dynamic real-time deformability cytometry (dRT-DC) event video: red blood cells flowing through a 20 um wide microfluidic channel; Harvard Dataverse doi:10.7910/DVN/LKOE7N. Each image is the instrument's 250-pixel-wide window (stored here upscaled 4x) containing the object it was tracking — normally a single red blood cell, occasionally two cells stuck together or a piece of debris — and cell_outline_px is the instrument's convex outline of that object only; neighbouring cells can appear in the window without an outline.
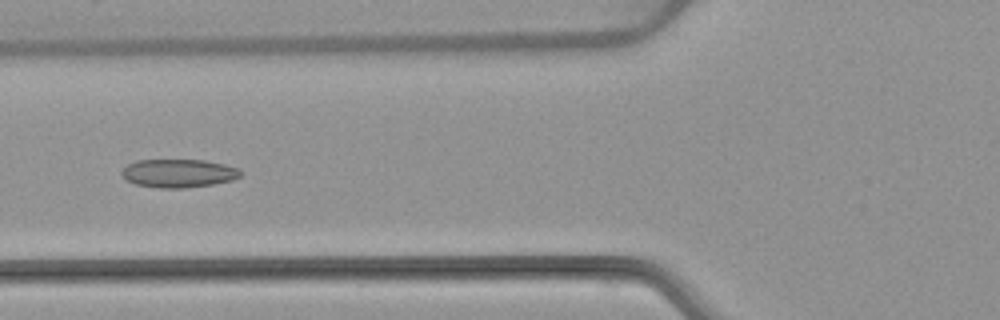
{"species": "common noctule bat (a hibernating species)", "species_latin": "Nyctalus noctula", "temperature_condition": "warm", "stored_images_in_passage": 5, "camera_frame_rate_fps": 3000, "um_per_image_px": 0.085, "animal": {"sex": "female", "body_mass_g": 22.7, "forearm_length_mm": 54.2}, "frame": {"image": 1, "passage_image": 5, "time_ms": 4.667, "image_size_px": [1000, 320], "cell_outline_px": [[244, 172], [240, 176], [232, 180], [212, 184], [184, 188], [160, 188], [136, 184], [120, 176], [120, 172], [128, 164], [136, 160], [204, 160], [224, 164], [240, 168]], "centroid_in_image_um": [15.19, 14.72], "position_along_channel_um": 110.6, "area_um2": 19.71}}